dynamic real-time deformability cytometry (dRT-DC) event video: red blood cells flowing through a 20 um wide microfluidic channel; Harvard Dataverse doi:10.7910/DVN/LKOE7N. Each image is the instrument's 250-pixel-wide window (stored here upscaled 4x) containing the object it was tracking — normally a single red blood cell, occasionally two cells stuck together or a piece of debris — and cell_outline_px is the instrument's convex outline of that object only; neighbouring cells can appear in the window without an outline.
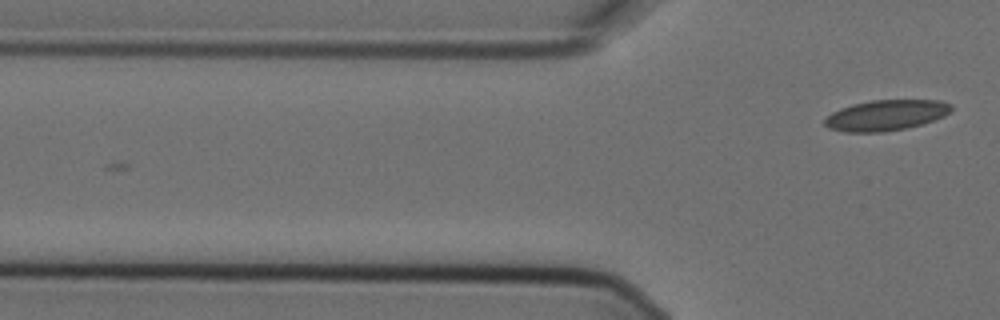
{"species": "Egyptian fruit bat (a non-hibernating species)", "species_latin": "Rousettus aegyptiacus", "temperature_condition": "cold", "stored_images_in_passage": 5, "camera_frame_rate_fps": 3000, "um_per_image_px": 0.085, "animal": {"sex": "female"}, "frame": {"image": 1, "passage_image": 5, "time_ms": 1.333, "image_size_px": [1000, 320], "cell_outline_px": [[952, 108], [944, 116], [920, 124], [904, 128], [884, 132], [844, 132], [828, 128], [824, 124], [824, 120], [832, 112], [840, 108], [852, 104], [872, 100], [940, 100], [952, 104]], "centroid_in_image_um": [75.27, 9.79], "position_along_channel_um": 50.5, "area_um2": 22.48}}